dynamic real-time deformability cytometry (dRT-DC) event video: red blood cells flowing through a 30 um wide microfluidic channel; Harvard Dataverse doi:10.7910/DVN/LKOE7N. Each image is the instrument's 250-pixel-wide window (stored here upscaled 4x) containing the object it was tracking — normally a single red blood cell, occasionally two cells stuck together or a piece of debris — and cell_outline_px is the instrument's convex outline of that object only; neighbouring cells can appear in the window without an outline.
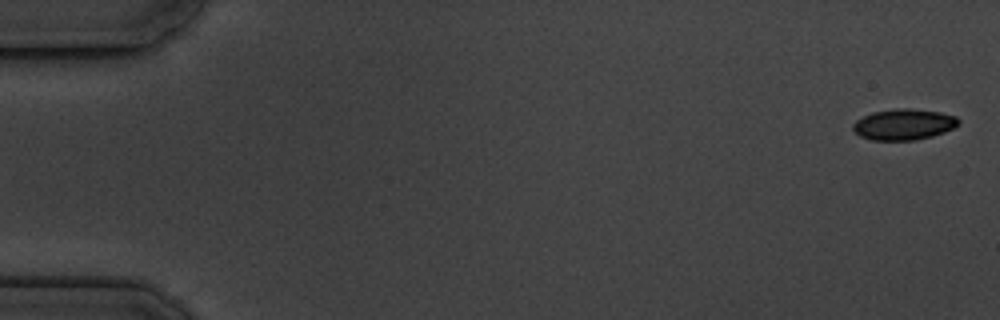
{"species": "common noctule bat (a hibernating species)", "species_latin": "Nyctalus noctula", "temperature_condition": "cold", "stored_images_in_passage": 4, "segment_of_instrument_passage": [2, 2], "camera_frame_rate_fps": 3000, "um_per_image_px": 0.085, "animal": {"sex": "male", "body_mass_g": 19.5, "forearm_length_mm": 54.6}, "frame": {"image": 1, "passage_image": 4, "time_ms": 3.667, "image_size_px": [1000, 320], "cell_outline_px": [[960, 124], [944, 132], [932, 136], [916, 140], [872, 140], [860, 136], [852, 128], [852, 124], [856, 120], [872, 112], [896, 108], [908, 108], [940, 112], [956, 116], [960, 120]], "centroid_in_image_um": [76.82, 10.57], "position_along_channel_um": 8.2, "area_um2": 19.07}}